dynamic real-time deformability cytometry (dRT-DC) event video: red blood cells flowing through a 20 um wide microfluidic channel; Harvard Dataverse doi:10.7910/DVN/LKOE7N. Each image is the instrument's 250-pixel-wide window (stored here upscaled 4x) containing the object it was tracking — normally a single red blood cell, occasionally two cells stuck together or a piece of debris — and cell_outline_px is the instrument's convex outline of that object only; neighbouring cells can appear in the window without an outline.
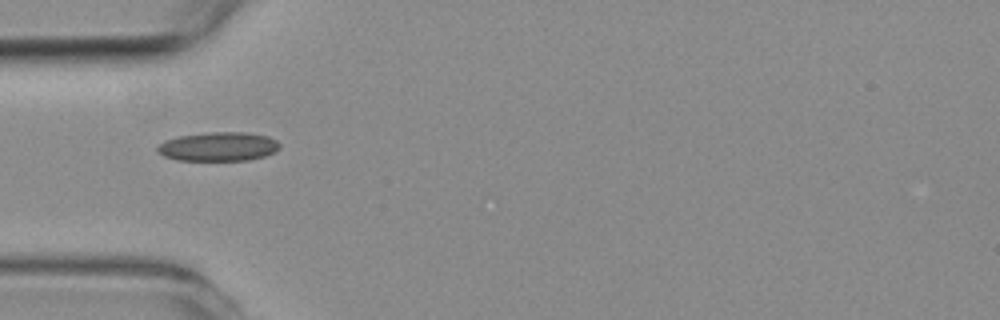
{"species": "common noctule bat (a hibernating species)", "species_latin": "Nyctalus noctula", "temperature_condition": "room temperature", "stored_images_in_passage": 6, "camera_frame_rate_fps": 3000, "um_per_image_px": 0.085, "animal": {"sex": "female", "body_mass_g": 19.3, "forearm_length_mm": 54.1}, "frame": {"image": 1, "passage_image": 1, "time_ms": 0.0, "image_size_px": [1000, 320], "cell_outline_px": [[280, 148], [276, 152], [264, 156], [248, 160], [176, 160], [164, 156], [156, 148], [164, 140], [180, 136], [208, 132], [244, 132], [268, 136], [276, 140], [280, 144]], "centroid_in_image_um": [18.59, 12.46], "position_along_channel_um": 66.4, "area_um2": 20.63}}
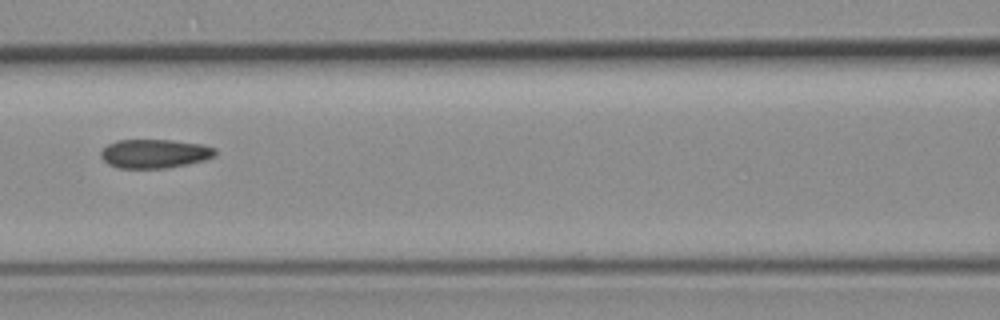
{"frame": {"image": 2, "passage_image": 3, "time_ms": 2.333, "image_size_px": [1000, 320], "cell_outline_px": [[216, 156], [204, 160], [188, 164], [168, 168], [116, 168], [108, 164], [100, 156], [100, 152], [108, 144], [116, 140], [172, 140], [204, 144], [216, 148]], "centroid_in_image_um": [13.16, 13.06], "position_along_channel_um": 153.4, "area_um2": 19.48}}
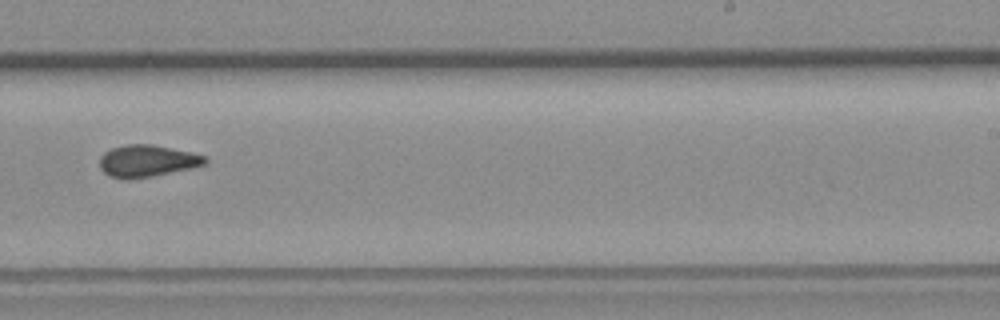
{"frame": {"image": 3, "passage_image": 6, "time_ms": 5.667, "image_size_px": [1000, 320], "cell_outline_px": [[208, 160], [204, 164], [192, 168], [152, 176], [128, 180], [120, 180], [108, 176], [100, 168], [100, 156], [104, 152], [112, 148], [128, 144], [152, 144], [192, 152], [208, 156]], "centroid_in_image_um": [12.5, 13.69], "position_along_channel_um": 276.5, "area_um2": 19.88}}